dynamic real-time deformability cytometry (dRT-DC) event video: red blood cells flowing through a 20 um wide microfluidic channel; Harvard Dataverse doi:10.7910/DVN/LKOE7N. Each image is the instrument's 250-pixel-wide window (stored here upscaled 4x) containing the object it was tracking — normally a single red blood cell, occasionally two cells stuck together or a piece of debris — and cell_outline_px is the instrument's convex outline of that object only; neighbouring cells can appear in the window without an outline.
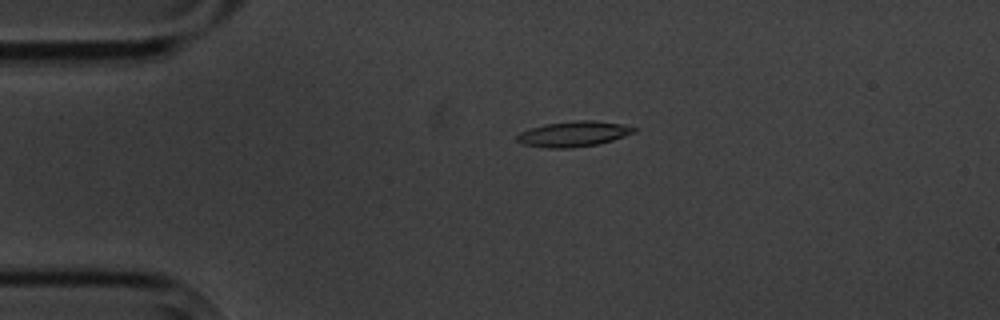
{"species": "common noctule bat (a hibernating species)", "species_latin": "Nyctalus noctula", "temperature_condition": "cold", "stored_images_in_passage": 3, "camera_frame_rate_fps": 3000, "um_per_image_px": 0.085, "animal": {"sex": "male", "body_mass_g": 20.1, "forearm_length_mm": 53.5}, "frame": {"image": 1, "passage_image": 2, "time_ms": 1.0, "image_size_px": [1000, 320], "cell_outline_px": [[636, 132], [612, 140], [596, 144], [572, 148], [548, 148], [524, 144], [516, 140], [516, 136], [520, 132], [532, 128], [548, 124], [576, 120], [592, 120], [620, 124], [636, 128]], "centroid_in_image_um": [48.75, 11.39], "position_along_channel_um": 36.3, "area_um2": 16.99}}